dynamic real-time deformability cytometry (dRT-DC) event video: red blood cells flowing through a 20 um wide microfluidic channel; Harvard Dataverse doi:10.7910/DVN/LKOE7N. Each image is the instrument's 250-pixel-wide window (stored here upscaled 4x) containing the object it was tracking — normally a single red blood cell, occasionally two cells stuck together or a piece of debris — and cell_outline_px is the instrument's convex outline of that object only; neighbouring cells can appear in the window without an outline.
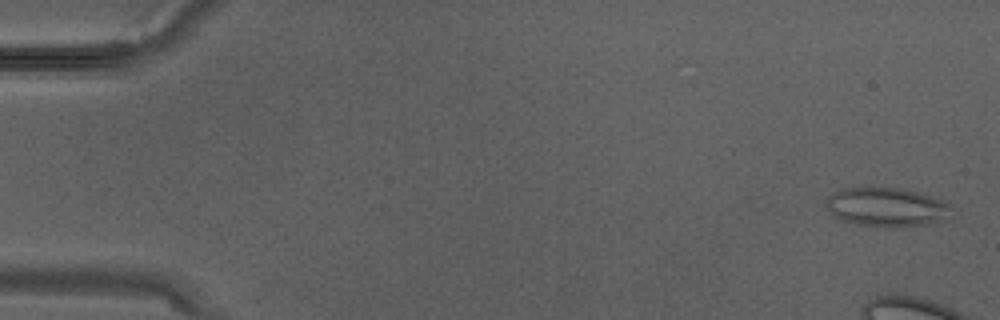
{"species": "Egyptian fruit bat (a non-hibernating species)", "species_latin": "Rousettus aegyptiacus", "temperature_condition": "warm", "stored_images_in_passage": 4, "camera_frame_rate_fps": 3000, "um_per_image_px": 0.085, "animal": {"sex": "male"}, "frame": {"image": 1, "passage_image": 1, "time_ms": 0.0, "image_size_px": [1000, 320], "cell_outline_px": [[948, 204], [940, 216], [928, 224], [892, 228], [860, 224], [836, 220], [832, 216], [824, 204], [828, 196], [832, 192], [840, 188], [896, 188], [916, 192], [932, 196], [944, 200]], "centroid_in_image_um": [75.15, 17.59], "position_along_channel_um": 9.9, "area_um2": 27.86}}